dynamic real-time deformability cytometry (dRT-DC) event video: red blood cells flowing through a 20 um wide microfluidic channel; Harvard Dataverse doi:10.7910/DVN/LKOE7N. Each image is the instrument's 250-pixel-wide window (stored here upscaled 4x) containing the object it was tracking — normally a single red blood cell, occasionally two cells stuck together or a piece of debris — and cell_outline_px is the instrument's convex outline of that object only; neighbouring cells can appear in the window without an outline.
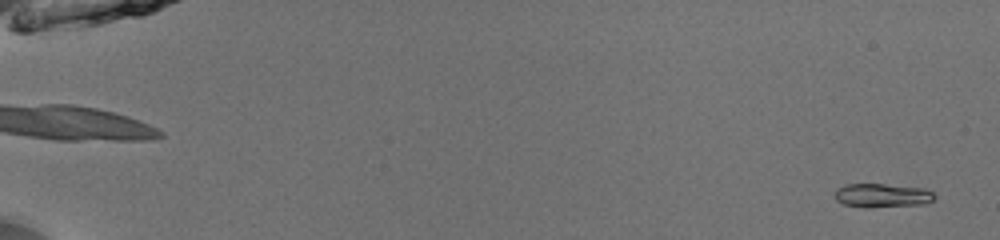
{"species": "common noctule bat (a hibernating species)", "species_latin": "Nyctalus noctula", "temperature_condition": "room temperature", "stored_images_in_passage": 52, "camera_frame_rate_fps": 3000, "um_per_image_px": 0.085, "animal": {"sex": "male", "body_mass_g": 13.0, "forearm_length_mm": 53.1}, "frame": {"image": 1, "passage_image": 2, "time_ms": 0.333, "image_size_px": [1000, 240], "cell_outline_px": [[936, 196], [932, 200], [924, 204], [868, 208], [864, 208], [844, 204], [836, 200], [836, 188], [844, 184], [884, 184], [924, 188], [932, 192]], "centroid_in_image_um": [74.97, 16.61], "position_along_channel_um": 10.0, "area_um2": 13.93}}
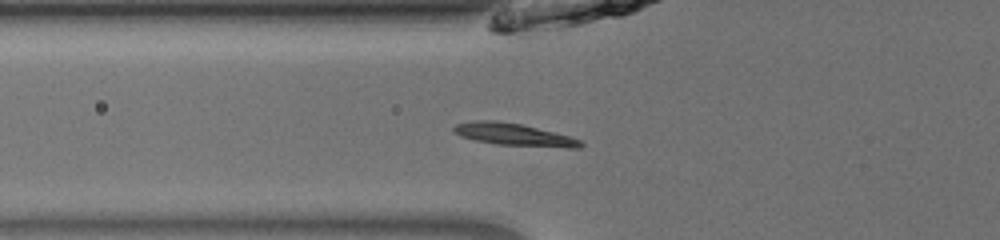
{"frame": {"image": 2, "passage_image": 21, "time_ms": 6.667, "image_size_px": [1000, 240], "cell_outline_px": [[584, 144], [580, 148], [568, 148], [496, 144], [476, 140], [460, 136], [452, 132], [452, 128], [456, 124], [476, 120], [496, 120], [520, 124], [568, 136], [580, 140]], "centroid_in_image_um": [43.64, 11.44], "position_along_channel_um": 82.2, "area_um2": 16.3}}
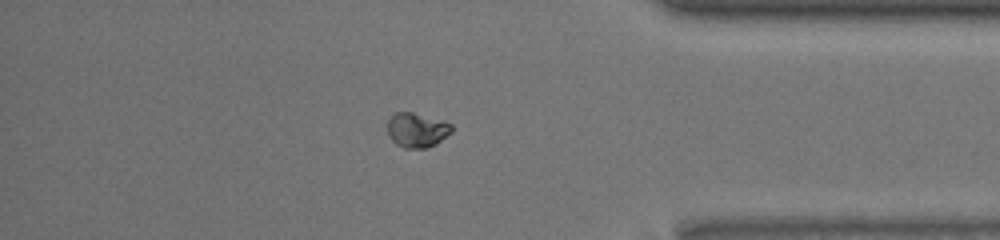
{"frame": {"image": 3, "passage_image": 46, "time_ms": 15.0, "image_size_px": [1000, 240], "cell_outline_px": [[452, 132], [436, 144], [424, 148], [404, 148], [396, 144], [388, 136], [388, 120], [396, 112], [412, 112], [444, 120], [452, 124]], "centroid_in_image_um": [35.45, 11.05], "position_along_channel_um": 399.7, "area_um2": 13.01}, "authors_computed_cell_mechanics": {"area_um2": 13.8431, "velocity_mm_per_s": 3.9734, "shape_relaxation_time_tau1_ms": 2.4926, "shape_relaxation_time_tau2_ms": null, "deformation_change_tau1": 0.061, "deformation_change_tau2": null}}